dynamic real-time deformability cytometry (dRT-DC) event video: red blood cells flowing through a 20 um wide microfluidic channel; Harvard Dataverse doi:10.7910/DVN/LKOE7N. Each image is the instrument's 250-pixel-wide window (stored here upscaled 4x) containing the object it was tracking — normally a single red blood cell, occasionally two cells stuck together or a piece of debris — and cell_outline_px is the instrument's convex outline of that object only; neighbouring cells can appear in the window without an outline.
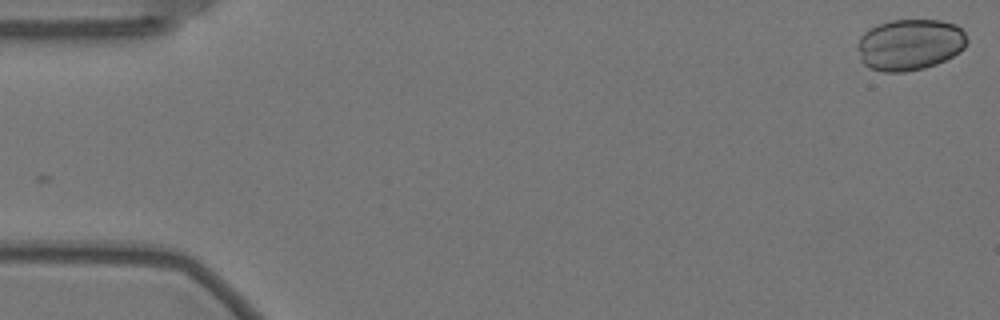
{"species": "Egyptian fruit bat (a non-hibernating species)", "species_latin": "Rousettus aegyptiacus", "temperature_condition": "warm", "stored_images_in_passage": 57, "camera_frame_rate_fps": 3000, "um_per_image_px": 0.085, "animal": {"sex": "female"}, "frame": {"image": 1, "passage_image": 1, "time_ms": 0.0, "image_size_px": [1000, 320], "cell_outline_px": [[968, 44], [960, 52], [936, 64], [924, 68], [904, 72], [884, 72], [868, 68], [860, 60], [856, 44], [860, 36], [868, 28], [892, 20], [940, 20], [956, 24], [964, 32], [968, 40]], "centroid_in_image_um": [77.32, 3.79], "position_along_channel_um": 7.7, "area_um2": 33.06}}
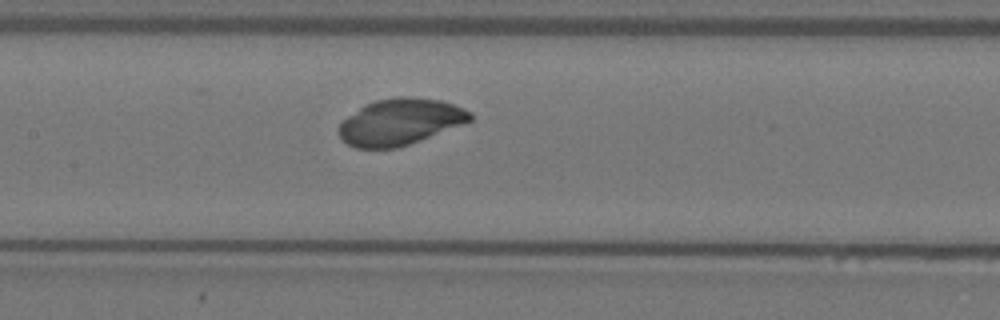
{"frame": {"image": 2, "passage_image": 27, "time_ms": 8.667, "image_size_px": [1000, 320], "cell_outline_px": [[472, 120], [464, 124], [408, 144], [396, 148], [356, 148], [348, 144], [340, 136], [340, 124], [348, 116], [364, 104], [376, 100], [396, 96], [408, 96], [444, 100], [464, 108], [472, 112]], "centroid_in_image_um": [34.05, 10.33], "position_along_channel_um": 173.4, "area_um2": 35.37}}